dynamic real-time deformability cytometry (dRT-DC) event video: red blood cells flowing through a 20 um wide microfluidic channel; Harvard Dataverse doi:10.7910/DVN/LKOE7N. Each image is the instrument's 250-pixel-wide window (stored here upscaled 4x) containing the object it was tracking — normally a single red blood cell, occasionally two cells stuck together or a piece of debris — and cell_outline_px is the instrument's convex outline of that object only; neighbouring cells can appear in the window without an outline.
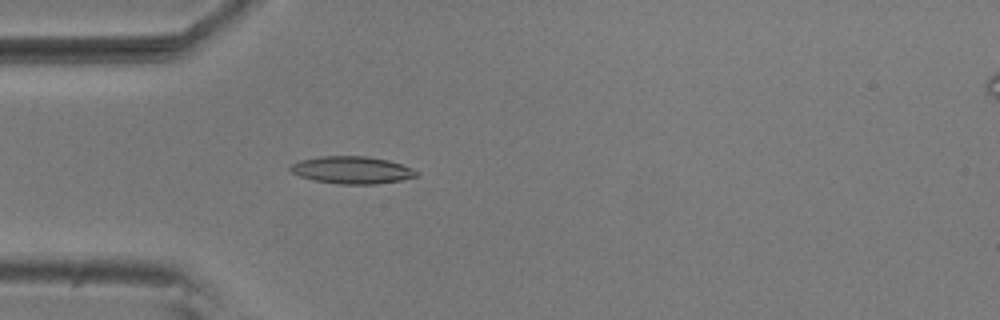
{"species": "common noctule bat (a hibernating species)", "species_latin": "Nyctalus noctula", "temperature_condition": "room temperature", "stored_images_in_passage": 55, "camera_frame_rate_fps": 3000, "um_per_image_px": 0.085, "animal": {"sex": "male", "body_mass_g": 20.5, "forearm_length_mm": 52.5}, "frame": {"image": 1, "passage_image": 16, "time_ms": 5.0, "image_size_px": [1000, 320], "cell_outline_px": [[420, 172], [416, 176], [400, 180], [376, 184], [340, 184], [316, 180], [300, 176], [292, 172], [288, 168], [292, 164], [300, 160], [320, 156], [368, 156], [388, 160], [412, 168]], "centroid_in_image_um": [29.92, 14.44], "position_along_channel_um": 55.1, "area_um2": 19.94}}
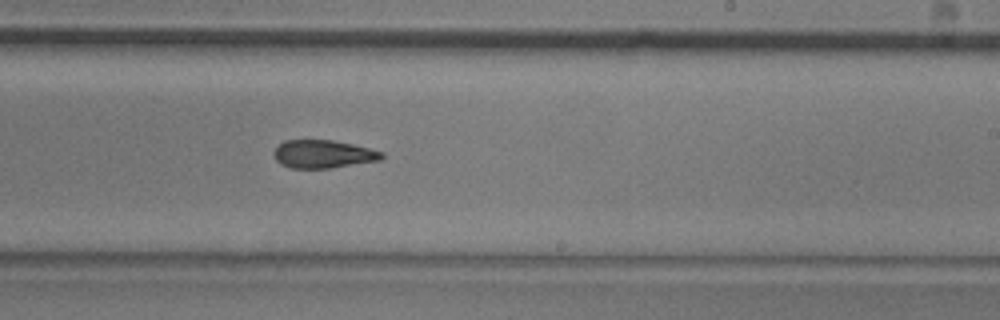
{"frame": {"image": 2, "passage_image": 33, "time_ms": 10.667, "image_size_px": [1000, 320], "cell_outline_px": [[384, 156], [380, 160], [328, 168], [292, 168], [280, 164], [276, 160], [272, 152], [284, 140], [332, 140], [352, 144], [384, 152]], "centroid_in_image_um": [27.45, 13.09], "position_along_channel_um": 261.6, "area_um2": 17.51}}
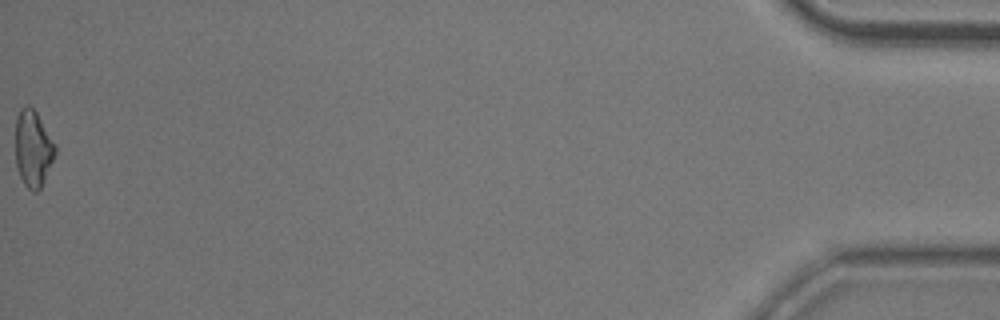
{"frame": {"image": 3, "passage_image": 55, "time_ms": 18.0, "image_size_px": [1000, 320], "cell_outline_px": [[56, 152], [40, 188], [36, 192], [32, 192], [24, 184], [20, 176], [16, 164], [16, 116], [20, 108], [24, 104], [28, 104], [36, 112], [56, 144]], "centroid_in_image_um": [2.8, 12.59], "position_along_channel_um": 432.4, "area_um2": 17.63}, "authors_computed_cell_mechanics": {"area_um2": 18.3804, "velocity_mm_per_s": 3.7222, "shape_relaxation_time_tau1_ms": 5.2279, "shape_relaxation_time_tau2_ms": 3.5597, "deformation_change_tau1": 0.1616, "deformation_change_tau2": 0.1146}}